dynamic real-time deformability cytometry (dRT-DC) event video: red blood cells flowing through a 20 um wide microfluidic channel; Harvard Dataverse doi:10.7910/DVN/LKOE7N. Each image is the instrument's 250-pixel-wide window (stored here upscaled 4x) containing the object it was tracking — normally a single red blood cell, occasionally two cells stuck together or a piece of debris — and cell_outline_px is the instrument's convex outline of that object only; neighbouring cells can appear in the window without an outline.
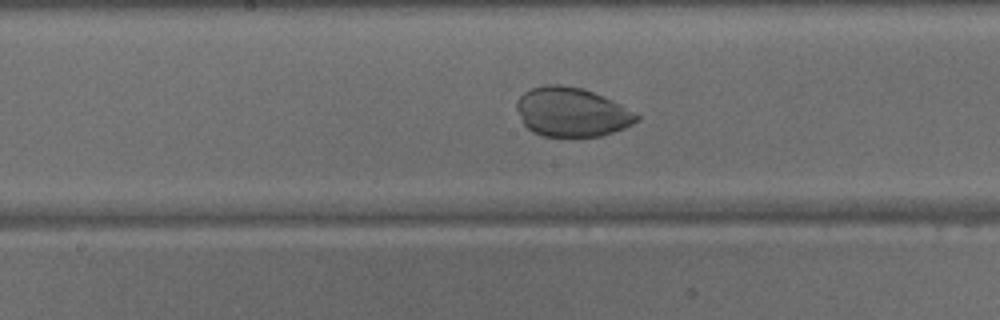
{"species": "common noctule bat (a hibernating species)", "species_latin": "Nyctalus noctula", "temperature_condition": "warm", "stored_images_in_passage": 47, "camera_frame_rate_fps": 3000, "um_per_image_px": 0.085, "animal": {"sex": "male", "body_mass_g": 15.6}, "frame": {"image": 1, "passage_image": 24, "time_ms": 7.667, "image_size_px": [1000, 320], "cell_outline_px": [[640, 120], [624, 128], [600, 136], [544, 136], [532, 132], [524, 124], [516, 108], [516, 100], [524, 92], [532, 88], [544, 84], [560, 84], [580, 88], [592, 92], [612, 100], [636, 112], [640, 116]], "centroid_in_image_um": [48.59, 9.52], "position_along_channel_um": 199.6, "area_um2": 34.28}}
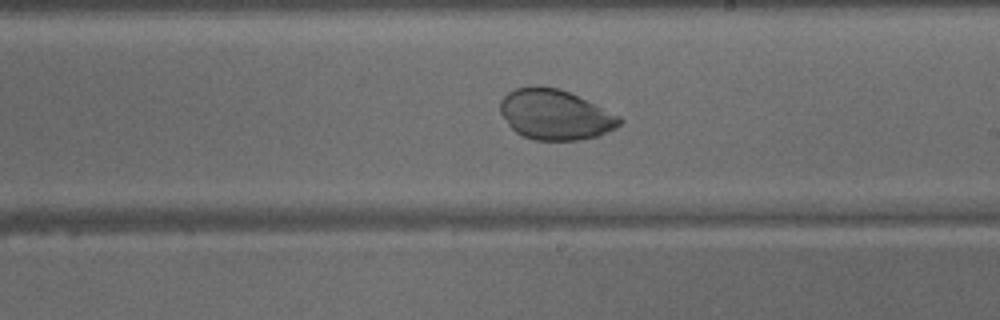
{"frame": {"image": 2, "passage_image": 27, "time_ms": 8.667, "image_size_px": [1000, 320], "cell_outline_px": [[624, 120], [616, 128], [596, 136], [576, 140], [536, 140], [524, 136], [516, 132], [508, 124], [500, 112], [500, 100], [508, 92], [516, 88], [560, 88], [596, 104], [620, 116]], "centroid_in_image_um": [47.2, 9.76], "position_along_channel_um": 241.8, "area_um2": 34.39}}
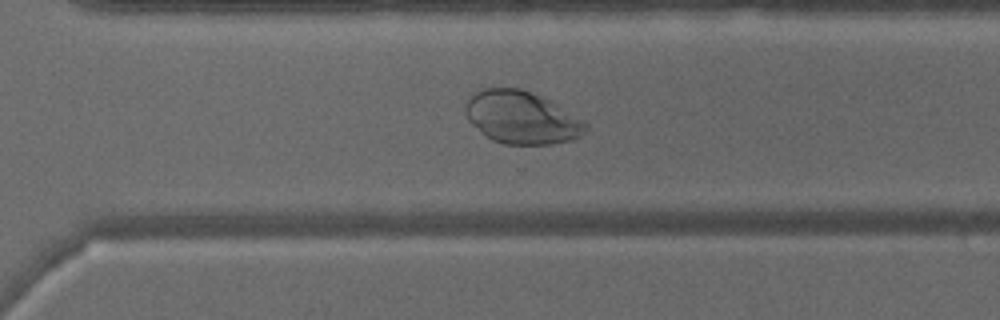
{"frame": {"image": 3, "passage_image": 33, "time_ms": 10.667, "image_size_px": [1000, 320], "cell_outline_px": [[588, 128], [580, 136], [572, 140], [552, 144], [504, 144], [492, 140], [472, 124], [468, 120], [464, 112], [464, 104], [476, 92], [484, 88], [520, 88], [584, 120], [588, 124]], "centroid_in_image_um": [44.3, 10.02], "position_along_channel_um": 326.3, "area_um2": 36.13}}